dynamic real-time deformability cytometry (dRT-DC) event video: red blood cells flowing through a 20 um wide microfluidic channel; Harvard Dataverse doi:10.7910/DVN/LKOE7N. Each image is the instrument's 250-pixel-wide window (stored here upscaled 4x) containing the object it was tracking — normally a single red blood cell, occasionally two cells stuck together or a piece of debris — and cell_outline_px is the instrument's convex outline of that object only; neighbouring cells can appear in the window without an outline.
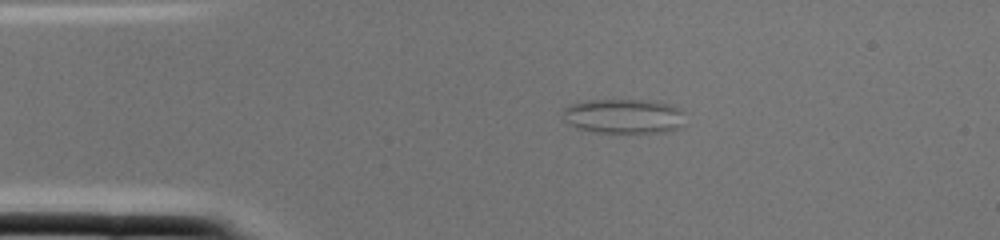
{"species": "common noctule bat (a hibernating species)", "species_latin": "Nyctalus noctula", "temperature_condition": "cold", "stored_images_in_passage": 1, "camera_frame_rate_fps": 3000, "um_per_image_px": 0.085, "animal": {"sex": "female", "body_mass_g": 22.0, "forearm_length_mm": 56.7}, "frame": {"image": 1, "passage_image": 1, "time_ms": 0.0, "image_size_px": [1000, 240], "cell_outline_px": [[684, 112], [680, 128], [664, 132], [596, 132], [576, 128], [568, 124], [560, 116], [564, 108], [568, 104], [588, 100], [656, 100], [680, 108]], "centroid_in_image_um": [52.97, 9.86], "position_along_channel_um": 32.0, "area_um2": 24.97}}